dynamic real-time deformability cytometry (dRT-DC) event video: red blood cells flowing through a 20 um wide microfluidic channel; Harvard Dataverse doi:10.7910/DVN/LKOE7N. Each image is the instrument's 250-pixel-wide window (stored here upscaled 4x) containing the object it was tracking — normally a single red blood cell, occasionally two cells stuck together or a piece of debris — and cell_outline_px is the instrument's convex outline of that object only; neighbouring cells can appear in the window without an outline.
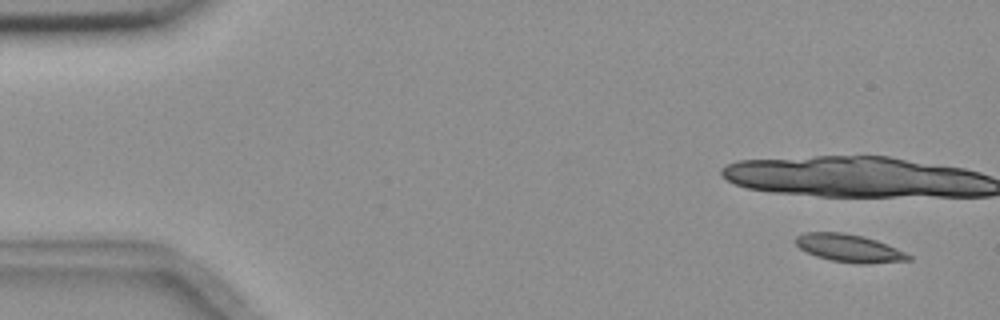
{"species": "common noctule bat (a hibernating species)", "species_latin": "Nyctalus noctula", "temperature_condition": "room temperature", "stored_images_in_passage": 6, "camera_frame_rate_fps": 3000, "um_per_image_px": 0.085, "animal": {"sex": "female", "body_mass_g": 18.4}, "frame": {"image": 1, "passage_image": 1, "time_ms": 0.0, "image_size_px": [1000, 320], "cell_outline_px": [[912, 260], [868, 264], [860, 264], [832, 260], [816, 256], [800, 248], [792, 240], [796, 236], [804, 232], [844, 232], [876, 240], [896, 248], [912, 256]], "centroid_in_image_um": [72.16, 21.09], "position_along_channel_um": 12.8, "area_um2": 18.21}}